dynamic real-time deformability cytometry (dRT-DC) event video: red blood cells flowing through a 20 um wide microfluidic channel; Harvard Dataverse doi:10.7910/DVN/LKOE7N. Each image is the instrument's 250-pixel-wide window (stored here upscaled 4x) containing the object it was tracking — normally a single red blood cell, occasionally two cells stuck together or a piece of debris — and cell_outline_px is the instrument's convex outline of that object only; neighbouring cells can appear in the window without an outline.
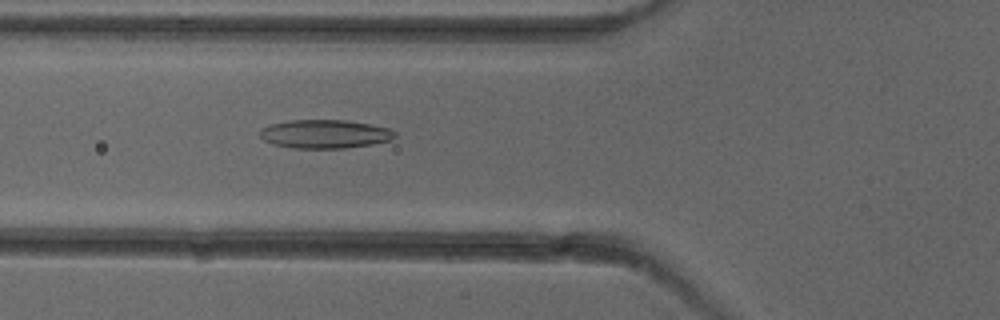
{"species": "common noctule bat (a hibernating species)", "species_latin": "Nyctalus noctula", "temperature_condition": "cold", "stored_images_in_passage": 2, "camera_frame_rate_fps": 3000, "um_per_image_px": 0.085, "animal": {"sex": "female"}, "frame": {"image": 1, "passage_image": 2, "time_ms": 1.0, "image_size_px": [1000, 320], "cell_outline_px": [[396, 136], [392, 140], [372, 144], [344, 148], [292, 148], [272, 144], [264, 140], [260, 136], [260, 128], [272, 124], [288, 120], [344, 120], [368, 124], [388, 128], [396, 132]], "centroid_in_image_um": [27.6, 11.39], "position_along_channel_um": 98.2, "area_um2": 22.48}}